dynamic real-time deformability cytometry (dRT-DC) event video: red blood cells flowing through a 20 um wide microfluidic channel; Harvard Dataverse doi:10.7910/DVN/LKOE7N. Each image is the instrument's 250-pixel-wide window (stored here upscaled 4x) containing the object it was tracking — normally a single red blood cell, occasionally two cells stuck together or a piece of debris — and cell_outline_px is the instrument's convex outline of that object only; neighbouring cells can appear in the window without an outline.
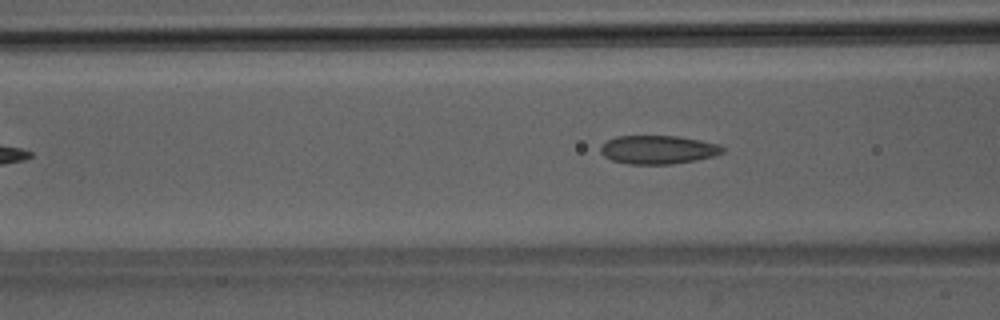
{"species": "Egyptian fruit bat (a non-hibernating species)", "species_latin": "Rousettus aegyptiacus", "temperature_condition": "room temperature", "stored_images_in_passage": 3, "camera_frame_rate_fps": 3000, "um_per_image_px": 0.085, "animal": {"sex": "male"}, "frame": {"image": 1, "passage_image": 3, "time_ms": 2.333, "image_size_px": [1000, 320], "cell_outline_px": [[724, 152], [712, 156], [696, 160], [672, 164], [628, 164], [612, 160], [604, 156], [600, 152], [600, 144], [616, 136], [680, 136], [720, 144], [724, 148]], "centroid_in_image_um": [55.92, 12.72], "position_along_channel_um": 110.7, "area_um2": 20.4}}